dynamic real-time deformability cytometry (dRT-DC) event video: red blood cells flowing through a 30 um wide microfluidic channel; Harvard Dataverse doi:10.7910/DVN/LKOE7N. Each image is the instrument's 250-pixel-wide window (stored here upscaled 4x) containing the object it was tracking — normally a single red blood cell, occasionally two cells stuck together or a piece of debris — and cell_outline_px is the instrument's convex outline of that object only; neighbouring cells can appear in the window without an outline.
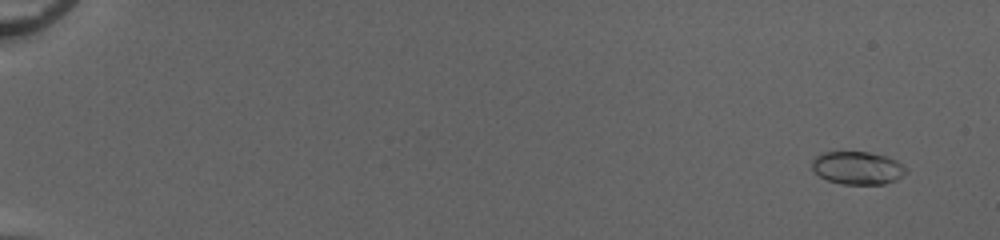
{"species": "common noctule bat (a hibernating species)", "species_latin": "Nyctalus noctula", "temperature_condition": "cold", "stored_images_in_passage": 54, "camera_frame_rate_fps": 3000, "um_per_image_px": 0.085, "animal": {"sex": "female", "body_mass_g": 20.0, "forearm_length_mm": 54.0}, "frame": {"image": 1, "passage_image": 4, "time_ms": 1.0, "image_size_px": [1000, 240], "cell_outline_px": [[908, 172], [896, 180], [884, 184], [840, 184], [828, 180], [820, 176], [812, 168], [812, 160], [816, 156], [824, 152], [868, 152], [884, 156], [896, 160]], "centroid_in_image_um": [72.88, 14.28], "position_along_channel_um": 12.1, "area_um2": 17.86}}
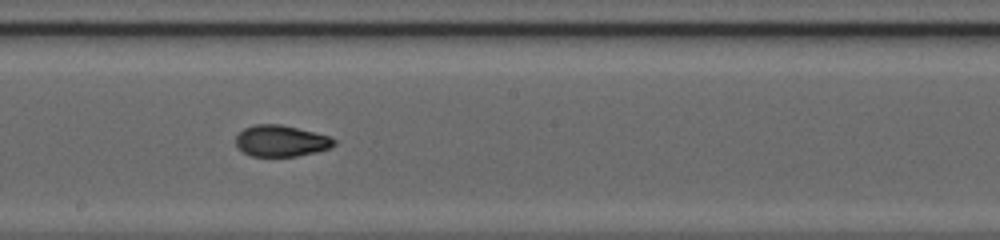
{"frame": {"image": 2, "passage_image": 33, "time_ms": 10.667, "image_size_px": [1000, 240], "cell_outline_px": [[336, 144], [332, 148], [316, 152], [296, 156], [252, 156], [236, 148], [236, 136], [244, 128], [256, 124], [280, 124], [332, 136], [336, 140]], "centroid_in_image_um": [23.92, 11.98], "position_along_channel_um": 224.3, "area_um2": 18.09}}
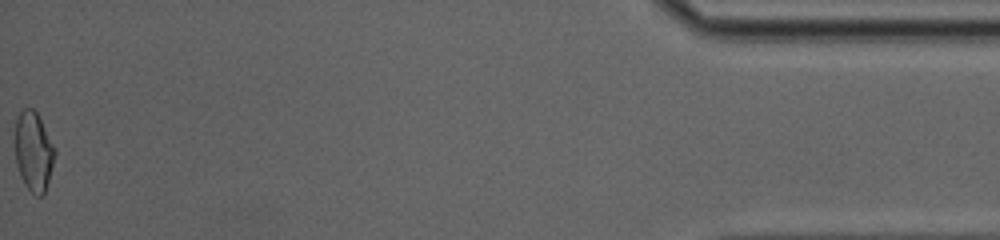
{"frame": {"image": 3, "passage_image": 54, "time_ms": 17.667, "image_size_px": [1000, 240], "cell_outline_px": [[56, 152], [44, 196], [36, 196], [24, 184], [20, 176], [16, 164], [16, 116], [24, 108], [32, 108], [36, 112], [56, 148]], "centroid_in_image_um": [2.86, 12.89], "position_along_channel_um": 432.3, "area_um2": 18.32}, "authors_computed_cell_mechanics": {"area_um2": 17.918, "velocity_mm_per_s": 4.1358, "shape_relaxation_time_tau1_ms": null, "shape_relaxation_time_tau2_ms": 1.6228, "deformation_change_tau1": null, "deformation_change_tau2": 0.0711}}